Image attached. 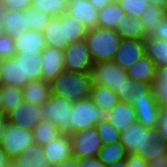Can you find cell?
Listing matches in <instances>:
<instances>
[{"mask_svg": "<svg viewBox=\"0 0 167 167\" xmlns=\"http://www.w3.org/2000/svg\"><path fill=\"white\" fill-rule=\"evenodd\" d=\"M94 84L117 93L119 101L131 102L138 92L137 82L127 77L126 70L114 61L94 63L91 69Z\"/></svg>", "mask_w": 167, "mask_h": 167, "instance_id": "1", "label": "cell"}, {"mask_svg": "<svg viewBox=\"0 0 167 167\" xmlns=\"http://www.w3.org/2000/svg\"><path fill=\"white\" fill-rule=\"evenodd\" d=\"M91 72L76 73L64 70L50 82L51 93L69 100L78 101L88 98L92 88Z\"/></svg>", "mask_w": 167, "mask_h": 167, "instance_id": "2", "label": "cell"}, {"mask_svg": "<svg viewBox=\"0 0 167 167\" xmlns=\"http://www.w3.org/2000/svg\"><path fill=\"white\" fill-rule=\"evenodd\" d=\"M85 40L90 50L93 62L98 63L113 61L122 38L116 30L97 26L87 31Z\"/></svg>", "mask_w": 167, "mask_h": 167, "instance_id": "3", "label": "cell"}, {"mask_svg": "<svg viewBox=\"0 0 167 167\" xmlns=\"http://www.w3.org/2000/svg\"><path fill=\"white\" fill-rule=\"evenodd\" d=\"M73 101L51 94L44 105L39 107L38 116L51 121L62 134H72V123L69 118Z\"/></svg>", "mask_w": 167, "mask_h": 167, "instance_id": "4", "label": "cell"}, {"mask_svg": "<svg viewBox=\"0 0 167 167\" xmlns=\"http://www.w3.org/2000/svg\"><path fill=\"white\" fill-rule=\"evenodd\" d=\"M108 114V111L99 108L89 97L74 101L69 115L72 123V134L107 121Z\"/></svg>", "mask_w": 167, "mask_h": 167, "instance_id": "5", "label": "cell"}, {"mask_svg": "<svg viewBox=\"0 0 167 167\" xmlns=\"http://www.w3.org/2000/svg\"><path fill=\"white\" fill-rule=\"evenodd\" d=\"M137 86L138 92L130 102L135 109L137 122L147 128H156L160 106L153 95L152 85L137 82Z\"/></svg>", "mask_w": 167, "mask_h": 167, "instance_id": "6", "label": "cell"}, {"mask_svg": "<svg viewBox=\"0 0 167 167\" xmlns=\"http://www.w3.org/2000/svg\"><path fill=\"white\" fill-rule=\"evenodd\" d=\"M158 139L156 128H147L138 122L121 131L120 143L128 153L140 155Z\"/></svg>", "mask_w": 167, "mask_h": 167, "instance_id": "7", "label": "cell"}, {"mask_svg": "<svg viewBox=\"0 0 167 167\" xmlns=\"http://www.w3.org/2000/svg\"><path fill=\"white\" fill-rule=\"evenodd\" d=\"M35 144L32 131L7 122L0 146L9 159H15L28 146Z\"/></svg>", "mask_w": 167, "mask_h": 167, "instance_id": "8", "label": "cell"}, {"mask_svg": "<svg viewBox=\"0 0 167 167\" xmlns=\"http://www.w3.org/2000/svg\"><path fill=\"white\" fill-rule=\"evenodd\" d=\"M73 157L78 159L95 158L103 147L95 127L70 134Z\"/></svg>", "mask_w": 167, "mask_h": 167, "instance_id": "9", "label": "cell"}, {"mask_svg": "<svg viewBox=\"0 0 167 167\" xmlns=\"http://www.w3.org/2000/svg\"><path fill=\"white\" fill-rule=\"evenodd\" d=\"M65 70L81 73L91 72L94 65L86 40L70 43L64 50Z\"/></svg>", "mask_w": 167, "mask_h": 167, "instance_id": "10", "label": "cell"}, {"mask_svg": "<svg viewBox=\"0 0 167 167\" xmlns=\"http://www.w3.org/2000/svg\"><path fill=\"white\" fill-rule=\"evenodd\" d=\"M0 29L1 33L15 39L29 31L28 13L19 10H0Z\"/></svg>", "mask_w": 167, "mask_h": 167, "instance_id": "11", "label": "cell"}, {"mask_svg": "<svg viewBox=\"0 0 167 167\" xmlns=\"http://www.w3.org/2000/svg\"><path fill=\"white\" fill-rule=\"evenodd\" d=\"M145 53V41L138 39H122L113 61L127 70L139 61Z\"/></svg>", "mask_w": 167, "mask_h": 167, "instance_id": "12", "label": "cell"}, {"mask_svg": "<svg viewBox=\"0 0 167 167\" xmlns=\"http://www.w3.org/2000/svg\"><path fill=\"white\" fill-rule=\"evenodd\" d=\"M41 55L42 79L51 82L65 70L64 50L46 46Z\"/></svg>", "mask_w": 167, "mask_h": 167, "instance_id": "13", "label": "cell"}, {"mask_svg": "<svg viewBox=\"0 0 167 167\" xmlns=\"http://www.w3.org/2000/svg\"><path fill=\"white\" fill-rule=\"evenodd\" d=\"M39 107V105L24 100L15 110L7 115V122L32 131L42 120L38 116Z\"/></svg>", "mask_w": 167, "mask_h": 167, "instance_id": "14", "label": "cell"}, {"mask_svg": "<svg viewBox=\"0 0 167 167\" xmlns=\"http://www.w3.org/2000/svg\"><path fill=\"white\" fill-rule=\"evenodd\" d=\"M22 70V88L29 82L42 79V55L37 53H16L13 56Z\"/></svg>", "mask_w": 167, "mask_h": 167, "instance_id": "15", "label": "cell"}, {"mask_svg": "<svg viewBox=\"0 0 167 167\" xmlns=\"http://www.w3.org/2000/svg\"><path fill=\"white\" fill-rule=\"evenodd\" d=\"M43 154L52 165L73 157L70 134H60L47 145L42 146Z\"/></svg>", "mask_w": 167, "mask_h": 167, "instance_id": "16", "label": "cell"}, {"mask_svg": "<svg viewBox=\"0 0 167 167\" xmlns=\"http://www.w3.org/2000/svg\"><path fill=\"white\" fill-rule=\"evenodd\" d=\"M67 13L82 22L87 30L98 26L99 10L89 0H68Z\"/></svg>", "mask_w": 167, "mask_h": 167, "instance_id": "17", "label": "cell"}, {"mask_svg": "<svg viewBox=\"0 0 167 167\" xmlns=\"http://www.w3.org/2000/svg\"><path fill=\"white\" fill-rule=\"evenodd\" d=\"M16 53H37L46 48V40L42 31L30 29L14 39Z\"/></svg>", "mask_w": 167, "mask_h": 167, "instance_id": "18", "label": "cell"}, {"mask_svg": "<svg viewBox=\"0 0 167 167\" xmlns=\"http://www.w3.org/2000/svg\"><path fill=\"white\" fill-rule=\"evenodd\" d=\"M126 74L128 78H131L135 82H144L147 85H152L157 77V68L154 62L145 55L128 68Z\"/></svg>", "mask_w": 167, "mask_h": 167, "instance_id": "19", "label": "cell"}, {"mask_svg": "<svg viewBox=\"0 0 167 167\" xmlns=\"http://www.w3.org/2000/svg\"><path fill=\"white\" fill-rule=\"evenodd\" d=\"M108 121L119 131L137 122L136 112L130 102L120 101L108 114Z\"/></svg>", "mask_w": 167, "mask_h": 167, "instance_id": "20", "label": "cell"}, {"mask_svg": "<svg viewBox=\"0 0 167 167\" xmlns=\"http://www.w3.org/2000/svg\"><path fill=\"white\" fill-rule=\"evenodd\" d=\"M43 33L46 46L65 50L69 45L66 39L65 23H62V15L60 17H53Z\"/></svg>", "mask_w": 167, "mask_h": 167, "instance_id": "21", "label": "cell"}, {"mask_svg": "<svg viewBox=\"0 0 167 167\" xmlns=\"http://www.w3.org/2000/svg\"><path fill=\"white\" fill-rule=\"evenodd\" d=\"M23 97L35 105H44L51 96L50 82L43 79L29 81L23 88Z\"/></svg>", "mask_w": 167, "mask_h": 167, "instance_id": "22", "label": "cell"}, {"mask_svg": "<svg viewBox=\"0 0 167 167\" xmlns=\"http://www.w3.org/2000/svg\"><path fill=\"white\" fill-rule=\"evenodd\" d=\"M126 15L125 11L121 8L117 0L106 5L99 10L98 27L116 30L119 23L123 21Z\"/></svg>", "mask_w": 167, "mask_h": 167, "instance_id": "23", "label": "cell"}, {"mask_svg": "<svg viewBox=\"0 0 167 167\" xmlns=\"http://www.w3.org/2000/svg\"><path fill=\"white\" fill-rule=\"evenodd\" d=\"M20 167H53L43 154L42 146L33 144L14 159Z\"/></svg>", "mask_w": 167, "mask_h": 167, "instance_id": "24", "label": "cell"}, {"mask_svg": "<svg viewBox=\"0 0 167 167\" xmlns=\"http://www.w3.org/2000/svg\"><path fill=\"white\" fill-rule=\"evenodd\" d=\"M123 21L118 24L116 31L122 39L146 40L144 23L141 18L125 15Z\"/></svg>", "mask_w": 167, "mask_h": 167, "instance_id": "25", "label": "cell"}, {"mask_svg": "<svg viewBox=\"0 0 167 167\" xmlns=\"http://www.w3.org/2000/svg\"><path fill=\"white\" fill-rule=\"evenodd\" d=\"M89 98L99 108L106 111H111L120 101L117 93L108 87L92 84Z\"/></svg>", "mask_w": 167, "mask_h": 167, "instance_id": "26", "label": "cell"}, {"mask_svg": "<svg viewBox=\"0 0 167 167\" xmlns=\"http://www.w3.org/2000/svg\"><path fill=\"white\" fill-rule=\"evenodd\" d=\"M0 75L4 86L12 85L22 89V70L13 58L0 60Z\"/></svg>", "mask_w": 167, "mask_h": 167, "instance_id": "27", "label": "cell"}, {"mask_svg": "<svg viewBox=\"0 0 167 167\" xmlns=\"http://www.w3.org/2000/svg\"><path fill=\"white\" fill-rule=\"evenodd\" d=\"M145 53L154 62L156 68L167 65V41L147 37Z\"/></svg>", "mask_w": 167, "mask_h": 167, "instance_id": "28", "label": "cell"}, {"mask_svg": "<svg viewBox=\"0 0 167 167\" xmlns=\"http://www.w3.org/2000/svg\"><path fill=\"white\" fill-rule=\"evenodd\" d=\"M33 140L36 145L44 146L62 134L57 126L49 120H41L32 130Z\"/></svg>", "mask_w": 167, "mask_h": 167, "instance_id": "29", "label": "cell"}, {"mask_svg": "<svg viewBox=\"0 0 167 167\" xmlns=\"http://www.w3.org/2000/svg\"><path fill=\"white\" fill-rule=\"evenodd\" d=\"M167 17V9L161 6L150 4L142 15L141 20L144 23L146 38L152 37L158 24Z\"/></svg>", "mask_w": 167, "mask_h": 167, "instance_id": "30", "label": "cell"}, {"mask_svg": "<svg viewBox=\"0 0 167 167\" xmlns=\"http://www.w3.org/2000/svg\"><path fill=\"white\" fill-rule=\"evenodd\" d=\"M128 152L120 142L103 145L97 158L105 165L113 164L127 158Z\"/></svg>", "mask_w": 167, "mask_h": 167, "instance_id": "31", "label": "cell"}, {"mask_svg": "<svg viewBox=\"0 0 167 167\" xmlns=\"http://www.w3.org/2000/svg\"><path fill=\"white\" fill-rule=\"evenodd\" d=\"M62 23H65L66 39L69 44L85 39L88 30L78 19L66 12L62 15Z\"/></svg>", "mask_w": 167, "mask_h": 167, "instance_id": "32", "label": "cell"}, {"mask_svg": "<svg viewBox=\"0 0 167 167\" xmlns=\"http://www.w3.org/2000/svg\"><path fill=\"white\" fill-rule=\"evenodd\" d=\"M30 7L44 12L51 18L60 17L67 12L68 0H32Z\"/></svg>", "mask_w": 167, "mask_h": 167, "instance_id": "33", "label": "cell"}, {"mask_svg": "<svg viewBox=\"0 0 167 167\" xmlns=\"http://www.w3.org/2000/svg\"><path fill=\"white\" fill-rule=\"evenodd\" d=\"M1 92L5 106V116H7L24 101L23 90L15 86L8 85L4 86Z\"/></svg>", "mask_w": 167, "mask_h": 167, "instance_id": "34", "label": "cell"}, {"mask_svg": "<svg viewBox=\"0 0 167 167\" xmlns=\"http://www.w3.org/2000/svg\"><path fill=\"white\" fill-rule=\"evenodd\" d=\"M103 145L120 142L121 131L117 130L108 120L95 125Z\"/></svg>", "mask_w": 167, "mask_h": 167, "instance_id": "35", "label": "cell"}, {"mask_svg": "<svg viewBox=\"0 0 167 167\" xmlns=\"http://www.w3.org/2000/svg\"><path fill=\"white\" fill-rule=\"evenodd\" d=\"M127 16L141 18L148 8V0H117Z\"/></svg>", "mask_w": 167, "mask_h": 167, "instance_id": "36", "label": "cell"}, {"mask_svg": "<svg viewBox=\"0 0 167 167\" xmlns=\"http://www.w3.org/2000/svg\"><path fill=\"white\" fill-rule=\"evenodd\" d=\"M26 11L28 13V26L30 29H33L35 31L43 32L52 19L44 12L32 7H29Z\"/></svg>", "mask_w": 167, "mask_h": 167, "instance_id": "37", "label": "cell"}, {"mask_svg": "<svg viewBox=\"0 0 167 167\" xmlns=\"http://www.w3.org/2000/svg\"><path fill=\"white\" fill-rule=\"evenodd\" d=\"M16 54L15 42L10 36L1 33L0 34V60L13 58Z\"/></svg>", "mask_w": 167, "mask_h": 167, "instance_id": "38", "label": "cell"}, {"mask_svg": "<svg viewBox=\"0 0 167 167\" xmlns=\"http://www.w3.org/2000/svg\"><path fill=\"white\" fill-rule=\"evenodd\" d=\"M152 91L159 106L167 103V82H161L156 77L152 83Z\"/></svg>", "mask_w": 167, "mask_h": 167, "instance_id": "39", "label": "cell"}, {"mask_svg": "<svg viewBox=\"0 0 167 167\" xmlns=\"http://www.w3.org/2000/svg\"><path fill=\"white\" fill-rule=\"evenodd\" d=\"M156 131L158 139L167 143V110L159 107V113L156 123Z\"/></svg>", "mask_w": 167, "mask_h": 167, "instance_id": "40", "label": "cell"}, {"mask_svg": "<svg viewBox=\"0 0 167 167\" xmlns=\"http://www.w3.org/2000/svg\"><path fill=\"white\" fill-rule=\"evenodd\" d=\"M32 0H0V10L25 11L31 6Z\"/></svg>", "mask_w": 167, "mask_h": 167, "instance_id": "41", "label": "cell"}, {"mask_svg": "<svg viewBox=\"0 0 167 167\" xmlns=\"http://www.w3.org/2000/svg\"><path fill=\"white\" fill-rule=\"evenodd\" d=\"M164 152H167V143L157 139L151 144V147H149L145 152L141 153L140 156L146 160V155H156Z\"/></svg>", "mask_w": 167, "mask_h": 167, "instance_id": "42", "label": "cell"}, {"mask_svg": "<svg viewBox=\"0 0 167 167\" xmlns=\"http://www.w3.org/2000/svg\"><path fill=\"white\" fill-rule=\"evenodd\" d=\"M148 167H167V152L156 155H146Z\"/></svg>", "mask_w": 167, "mask_h": 167, "instance_id": "43", "label": "cell"}, {"mask_svg": "<svg viewBox=\"0 0 167 167\" xmlns=\"http://www.w3.org/2000/svg\"><path fill=\"white\" fill-rule=\"evenodd\" d=\"M125 161L128 167H148L147 161L136 153H128Z\"/></svg>", "mask_w": 167, "mask_h": 167, "instance_id": "44", "label": "cell"}, {"mask_svg": "<svg viewBox=\"0 0 167 167\" xmlns=\"http://www.w3.org/2000/svg\"><path fill=\"white\" fill-rule=\"evenodd\" d=\"M158 40H166L167 41V17L164 18L155 30L154 35L152 36Z\"/></svg>", "mask_w": 167, "mask_h": 167, "instance_id": "45", "label": "cell"}, {"mask_svg": "<svg viewBox=\"0 0 167 167\" xmlns=\"http://www.w3.org/2000/svg\"><path fill=\"white\" fill-rule=\"evenodd\" d=\"M78 167H106L97 157L78 160Z\"/></svg>", "mask_w": 167, "mask_h": 167, "instance_id": "46", "label": "cell"}, {"mask_svg": "<svg viewBox=\"0 0 167 167\" xmlns=\"http://www.w3.org/2000/svg\"><path fill=\"white\" fill-rule=\"evenodd\" d=\"M78 160L76 157H71L65 159L62 163L53 165V167H78Z\"/></svg>", "mask_w": 167, "mask_h": 167, "instance_id": "47", "label": "cell"}, {"mask_svg": "<svg viewBox=\"0 0 167 167\" xmlns=\"http://www.w3.org/2000/svg\"><path fill=\"white\" fill-rule=\"evenodd\" d=\"M114 0H89V2L98 10H101Z\"/></svg>", "mask_w": 167, "mask_h": 167, "instance_id": "48", "label": "cell"}, {"mask_svg": "<svg viewBox=\"0 0 167 167\" xmlns=\"http://www.w3.org/2000/svg\"><path fill=\"white\" fill-rule=\"evenodd\" d=\"M157 78L161 82H167V65L157 68Z\"/></svg>", "mask_w": 167, "mask_h": 167, "instance_id": "49", "label": "cell"}, {"mask_svg": "<svg viewBox=\"0 0 167 167\" xmlns=\"http://www.w3.org/2000/svg\"><path fill=\"white\" fill-rule=\"evenodd\" d=\"M9 160L7 153L0 146V167H8Z\"/></svg>", "mask_w": 167, "mask_h": 167, "instance_id": "50", "label": "cell"}, {"mask_svg": "<svg viewBox=\"0 0 167 167\" xmlns=\"http://www.w3.org/2000/svg\"><path fill=\"white\" fill-rule=\"evenodd\" d=\"M6 124H7V116L1 115L0 116V144H1V139H2L3 131L5 129Z\"/></svg>", "mask_w": 167, "mask_h": 167, "instance_id": "51", "label": "cell"}, {"mask_svg": "<svg viewBox=\"0 0 167 167\" xmlns=\"http://www.w3.org/2000/svg\"><path fill=\"white\" fill-rule=\"evenodd\" d=\"M149 4L161 6L167 9V0H148Z\"/></svg>", "mask_w": 167, "mask_h": 167, "instance_id": "52", "label": "cell"}, {"mask_svg": "<svg viewBox=\"0 0 167 167\" xmlns=\"http://www.w3.org/2000/svg\"><path fill=\"white\" fill-rule=\"evenodd\" d=\"M106 167H128V165L125 160H120L113 164H109Z\"/></svg>", "mask_w": 167, "mask_h": 167, "instance_id": "53", "label": "cell"}, {"mask_svg": "<svg viewBox=\"0 0 167 167\" xmlns=\"http://www.w3.org/2000/svg\"><path fill=\"white\" fill-rule=\"evenodd\" d=\"M1 115H5V106H4V102H3L2 92L0 90V116Z\"/></svg>", "mask_w": 167, "mask_h": 167, "instance_id": "54", "label": "cell"}, {"mask_svg": "<svg viewBox=\"0 0 167 167\" xmlns=\"http://www.w3.org/2000/svg\"><path fill=\"white\" fill-rule=\"evenodd\" d=\"M8 167H20L14 159H10L8 163Z\"/></svg>", "mask_w": 167, "mask_h": 167, "instance_id": "55", "label": "cell"}, {"mask_svg": "<svg viewBox=\"0 0 167 167\" xmlns=\"http://www.w3.org/2000/svg\"><path fill=\"white\" fill-rule=\"evenodd\" d=\"M3 87H4V85H3L2 78H1V75H0V90H2Z\"/></svg>", "mask_w": 167, "mask_h": 167, "instance_id": "56", "label": "cell"}, {"mask_svg": "<svg viewBox=\"0 0 167 167\" xmlns=\"http://www.w3.org/2000/svg\"><path fill=\"white\" fill-rule=\"evenodd\" d=\"M161 107H162L163 109L167 110V103L163 104Z\"/></svg>", "mask_w": 167, "mask_h": 167, "instance_id": "57", "label": "cell"}]
</instances>
